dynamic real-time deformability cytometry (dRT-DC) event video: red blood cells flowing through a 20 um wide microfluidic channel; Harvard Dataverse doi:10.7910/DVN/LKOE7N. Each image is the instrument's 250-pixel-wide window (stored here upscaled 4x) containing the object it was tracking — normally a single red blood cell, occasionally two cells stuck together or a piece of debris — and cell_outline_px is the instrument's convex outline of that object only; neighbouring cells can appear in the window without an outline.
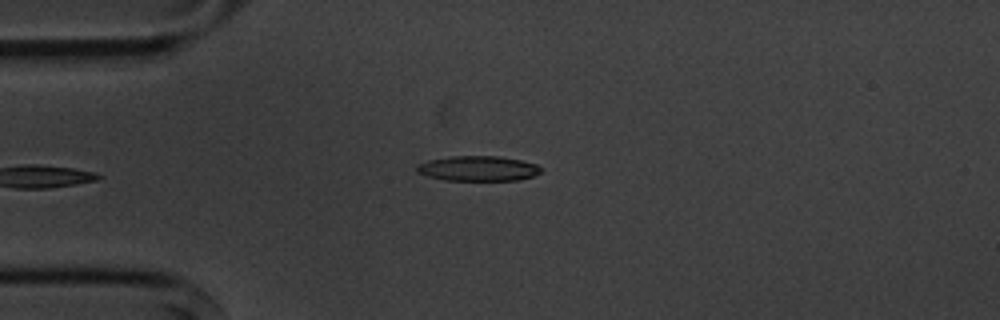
{"species": "common noctule bat (a hibernating species)", "species_latin": "Nyctalus noctula", "temperature_condition": "cold", "stored_images_in_passage": 6, "camera_frame_rate_fps": 3000, "um_per_image_px": 0.085, "animal": {"sex": "male", "body_mass_g": 20.1, "forearm_length_mm": 53.5}, "frame": {"image": 1, "passage_image": 6, "time_ms": 5.667, "image_size_px": [1000, 320], "cell_outline_px": [[540, 172], [532, 176], [516, 180], [444, 180], [428, 176], [416, 172], [416, 164], [428, 160], [452, 156], [500, 156], [520, 160], [536, 164], [540, 168]], "centroid_in_image_um": [40.58, 14.31], "position_along_channel_um": 44.4, "area_um2": 18.03}}